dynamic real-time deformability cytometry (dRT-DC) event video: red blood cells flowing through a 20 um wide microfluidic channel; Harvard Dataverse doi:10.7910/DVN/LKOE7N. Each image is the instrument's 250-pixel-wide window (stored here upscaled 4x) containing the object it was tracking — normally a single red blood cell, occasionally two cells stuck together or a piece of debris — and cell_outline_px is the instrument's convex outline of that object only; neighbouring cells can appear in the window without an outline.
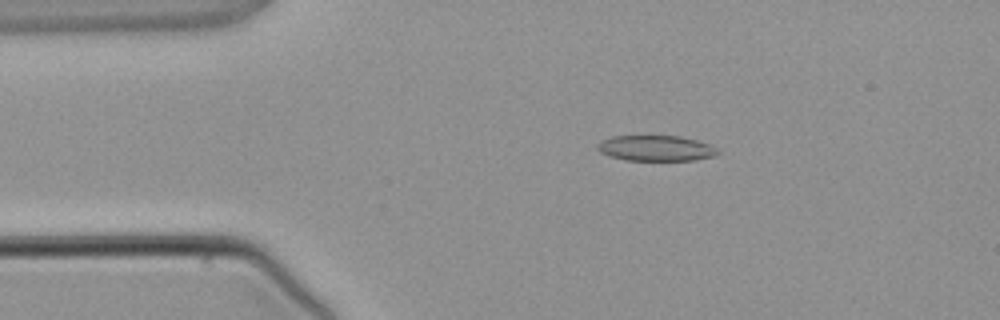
{"species": "common noctule bat (a hibernating species)", "species_latin": "Nyctalus noctula", "temperature_condition": "warm", "stored_images_in_passage": 4, "camera_frame_rate_fps": 3000, "um_per_image_px": 0.085, "animal": {"sex": "male", "body_mass_g": 21.5, "forearm_length_mm": 52.0}, "frame": {"image": 1, "passage_image": 3, "time_ms": 2.333, "image_size_px": [1000, 320], "cell_outline_px": [[720, 152], [716, 156], [696, 160], [624, 160], [600, 152], [596, 148], [596, 144], [600, 140], [612, 136], [680, 136], [696, 140], [708, 144], [716, 148]], "centroid_in_image_um": [55.74, 12.6], "position_along_channel_um": 29.3, "area_um2": 17.98}}